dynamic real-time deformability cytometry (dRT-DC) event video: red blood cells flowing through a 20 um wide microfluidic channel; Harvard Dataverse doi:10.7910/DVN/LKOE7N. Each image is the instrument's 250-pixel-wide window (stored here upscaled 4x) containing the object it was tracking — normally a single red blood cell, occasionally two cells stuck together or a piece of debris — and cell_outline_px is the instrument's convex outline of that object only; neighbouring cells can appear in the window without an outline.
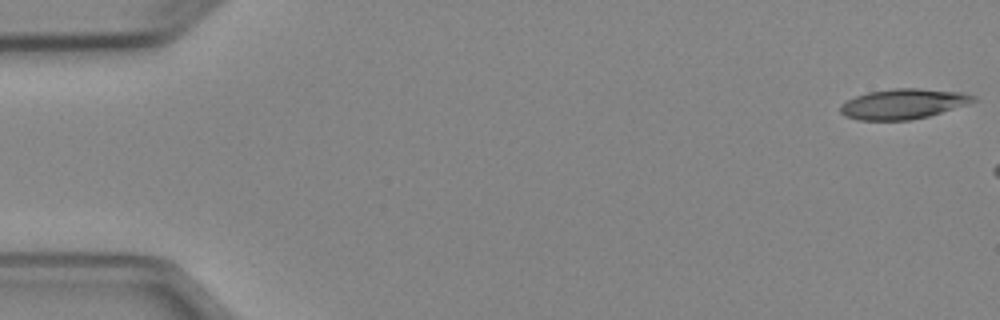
{"species": "Egyptian fruit bat (a non-hibernating species)", "species_latin": "Rousettus aegyptiacus", "temperature_condition": "cold", "stored_images_in_passage": 7, "camera_frame_rate_fps": 3000, "um_per_image_px": 0.085, "animal": {"sex": "female"}, "frame": {"image": 1, "passage_image": 1, "time_ms": 0.0, "image_size_px": [1000, 320], "cell_outline_px": [[980, 100], [968, 104], [928, 116], [912, 120], [860, 120], [844, 116], [840, 112], [840, 104], [856, 96], [868, 92], [892, 88], [920, 88], [964, 92], [976, 96]], "centroid_in_image_um": [76.81, 8.82], "position_along_channel_um": 8.2, "area_um2": 23.58}}